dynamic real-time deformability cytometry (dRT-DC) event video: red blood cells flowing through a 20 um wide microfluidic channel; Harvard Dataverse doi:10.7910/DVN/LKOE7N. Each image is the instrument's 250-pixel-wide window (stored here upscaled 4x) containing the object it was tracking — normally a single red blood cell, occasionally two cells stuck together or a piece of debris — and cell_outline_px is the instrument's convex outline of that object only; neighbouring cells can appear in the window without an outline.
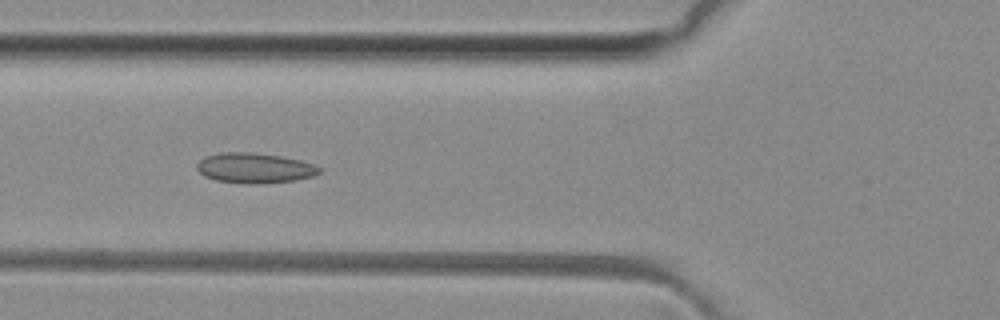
{"species": "common noctule bat (a hibernating species)", "species_latin": "Nyctalus noctula", "temperature_condition": "room temperature", "stored_images_in_passage": 50, "camera_frame_rate_fps": 3000, "um_per_image_px": 0.085, "animal": {"sex": "female", "body_mass_g": 29.2, "forearm_length_mm": 56.3}, "frame": {"image": 1, "passage_image": 18, "time_ms": 5.667, "image_size_px": [1000, 320], "cell_outline_px": [[324, 168], [320, 172], [312, 176], [296, 180], [260, 184], [244, 184], [216, 180], [204, 176], [196, 168], [196, 164], [204, 156], [220, 152], [252, 152], [280, 156], [300, 160], [316, 164]], "centroid_in_image_um": [21.65, 14.28], "position_along_channel_um": 104.1, "area_um2": 21.85}}
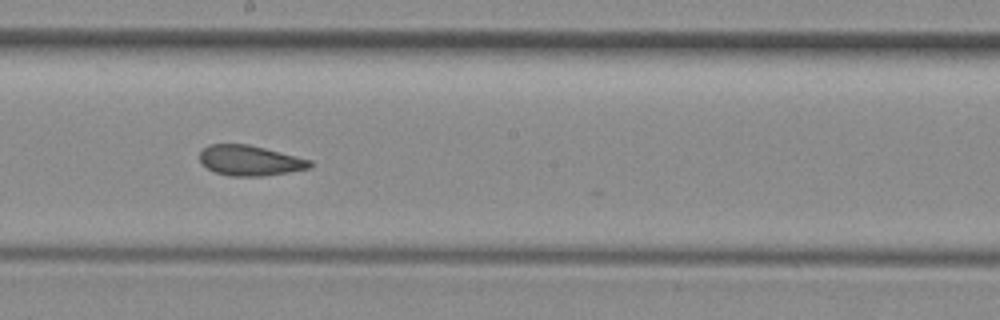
{"frame": {"image": 2, "passage_image": 27, "time_ms": 8.667, "image_size_px": [1000, 320], "cell_outline_px": [[312, 168], [288, 172], [260, 176], [228, 176], [216, 172], [200, 164], [200, 152], [208, 144], [248, 144], [312, 160]], "centroid_in_image_um": [21.23, 13.64], "position_along_channel_um": 227.0, "area_um2": 19.42}}
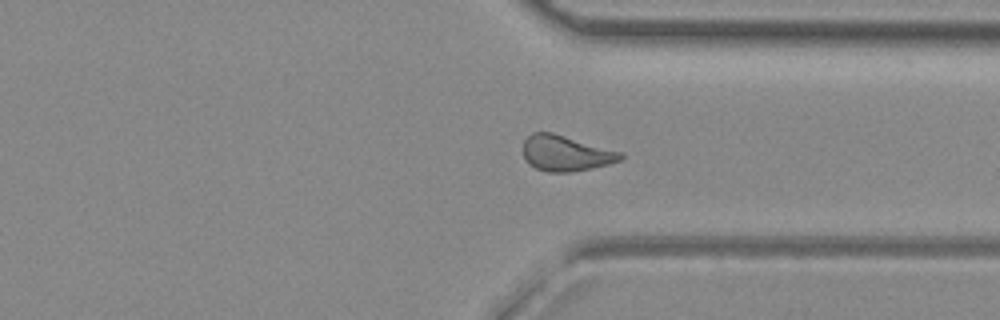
{"frame": {"image": 3, "passage_image": 37, "time_ms": 12.0, "image_size_px": [1000, 320], "cell_outline_px": [[624, 156], [620, 160], [608, 164], [592, 168], [568, 172], [548, 172], [536, 168], [528, 164], [524, 156], [524, 140], [532, 132], [552, 132], [624, 152]], "centroid_in_image_um": [48.1, 13.02], "position_along_channel_um": 363.3, "area_um2": 20.29}, "authors_computed_cell_mechanics": {"area_um2": 20.23, "velocity_mm_per_s": 4.0925, "shape_relaxation_time_tau1_ms": 11.1052, "shape_relaxation_time_tau2_ms": 1.676, "deformation_change_tau1": 0.1701, "deformation_change_tau2": 0.0809}}